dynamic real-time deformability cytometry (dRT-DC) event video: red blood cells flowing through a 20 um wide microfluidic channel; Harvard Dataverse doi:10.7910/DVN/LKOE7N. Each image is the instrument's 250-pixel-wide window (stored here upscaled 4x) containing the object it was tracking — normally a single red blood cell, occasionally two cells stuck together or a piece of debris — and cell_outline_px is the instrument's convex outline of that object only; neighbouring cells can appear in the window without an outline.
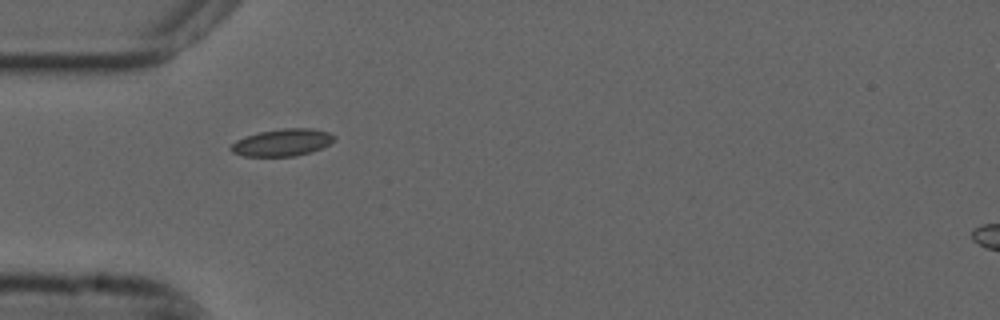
{"species": "common noctule bat (a hibernating species)", "species_latin": "Nyctalus noctula", "temperature_condition": "cold", "stored_images_in_passage": 40, "camera_frame_rate_fps": 3000, "um_per_image_px": 0.085, "animal": {"sex": "male", "forearm_length_mm": 52.5}, "frame": {"image": 1, "passage_image": 1, "time_ms": 0.0, "image_size_px": [1000, 320], "cell_outline_px": [[336, 140], [312, 152], [296, 156], [244, 156], [232, 152], [228, 148], [236, 140], [260, 132], [284, 128], [312, 128], [328, 132], [336, 136]], "centroid_in_image_um": [24.02, 12.11], "position_along_channel_um": 61.0, "area_um2": 16.3}}
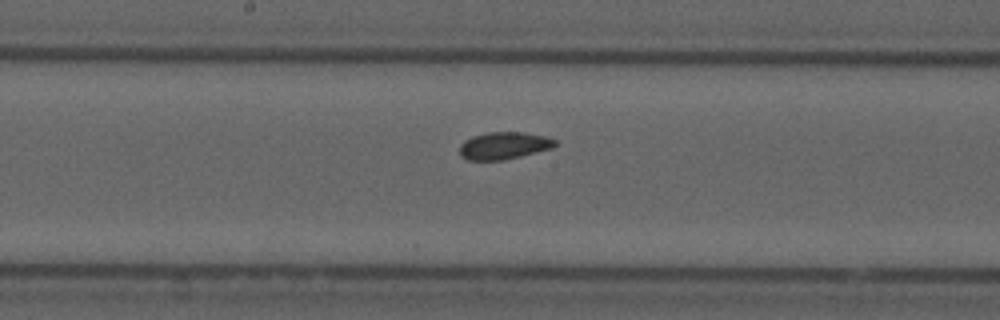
{"frame": {"image": 2, "passage_image": 13, "time_ms": 4.0, "image_size_px": [1000, 320], "cell_outline_px": [[556, 144], [552, 148], [504, 160], [468, 160], [460, 156], [460, 144], [464, 140], [472, 136], [488, 132], [524, 132], [544, 136], [556, 140]], "centroid_in_image_um": [42.8, 12.37], "position_along_channel_um": 205.4, "area_um2": 15.14}}
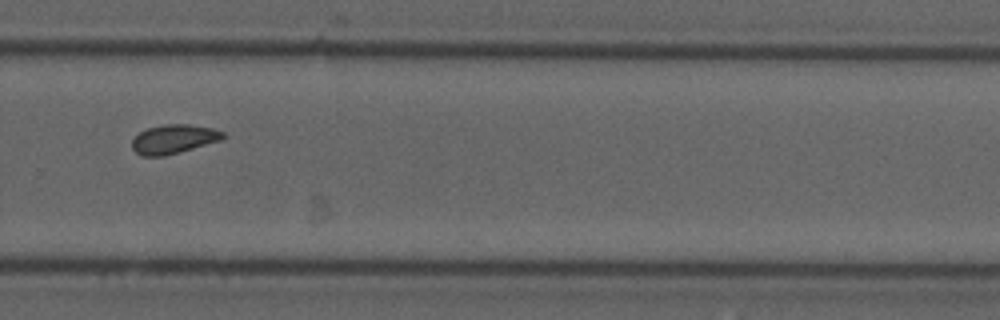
{"frame": {"image": 3, "passage_image": 22, "time_ms": 7.0, "image_size_px": [1000, 320], "cell_outline_px": [[224, 136], [220, 140], [180, 152], [164, 156], [140, 156], [132, 148], [132, 140], [140, 132], [148, 128], [164, 124], [188, 124], [212, 128], [224, 132]], "centroid_in_image_um": [14.74, 11.82], "position_along_channel_um": 315.1, "area_um2": 15.26}, "authors_computed_cell_mechanics": {"area_um2": 15.2881, "velocity_mm_per_s": 3.6643, "shape_relaxation_time_tau1_ms": null, "shape_relaxation_time_tau2_ms": 1.2739, "deformation_change_tau1": null, "deformation_change_tau2": 0.0502}}